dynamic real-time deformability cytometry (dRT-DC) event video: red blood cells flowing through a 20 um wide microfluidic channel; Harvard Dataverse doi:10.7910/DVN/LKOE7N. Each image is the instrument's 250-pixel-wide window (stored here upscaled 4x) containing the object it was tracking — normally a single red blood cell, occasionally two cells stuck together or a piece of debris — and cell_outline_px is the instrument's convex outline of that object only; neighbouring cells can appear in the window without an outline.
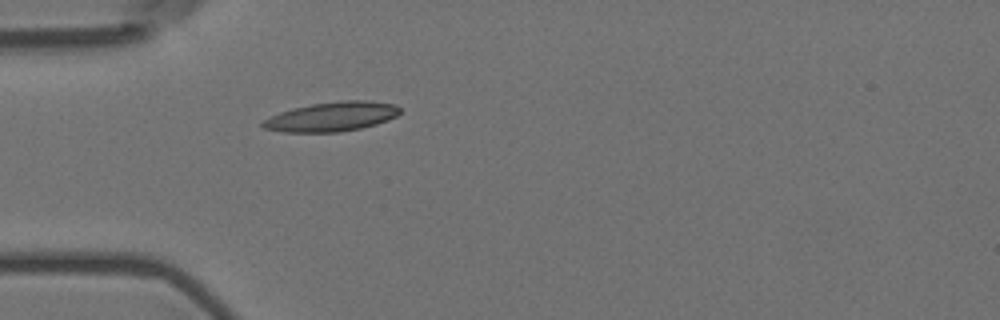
{"species": "Egyptian fruit bat (a non-hibernating species)", "species_latin": "Rousettus aegyptiacus", "temperature_condition": "room temperature", "stored_images_in_passage": 41, "camera_frame_rate_fps": 3000, "um_per_image_px": 0.085, "animal": {"sex": "female"}, "frame": {"image": 1, "passage_image": 1, "time_ms": 0.0, "image_size_px": [1000, 320], "cell_outline_px": [[400, 112], [396, 116], [388, 120], [376, 124], [360, 128], [340, 132], [284, 132], [264, 128], [260, 124], [264, 120], [280, 112], [292, 108], [312, 104], [340, 100], [364, 100], [396, 104], [400, 108]], "centroid_in_image_um": [28.22, 9.91], "position_along_channel_um": 56.8, "area_um2": 23.47}}
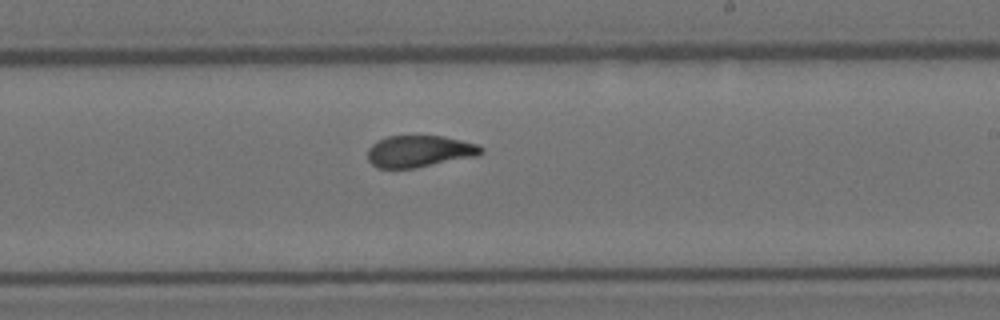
{"frame": {"image": 2, "passage_image": 18, "time_ms": 5.667, "image_size_px": [1000, 320], "cell_outline_px": [[484, 152], [476, 156], [416, 168], [376, 168], [368, 160], [368, 148], [372, 144], [388, 136], [444, 136], [476, 144], [484, 148]], "centroid_in_image_um": [35.65, 12.86], "position_along_channel_um": 253.4, "area_um2": 20.92}}
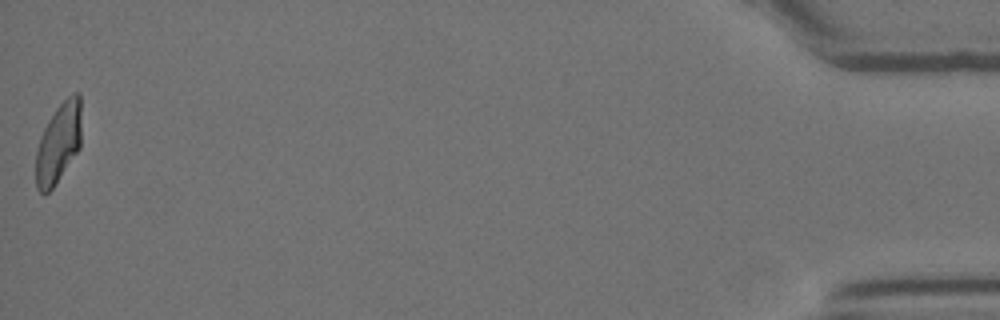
{"frame": {"image": 3, "passage_image": 41, "time_ms": 13.333, "image_size_px": [1000, 320], "cell_outline_px": [[80, 148], [52, 188], [48, 192], [40, 192], [36, 188], [36, 152], [40, 136], [48, 120], [56, 108], [72, 92], [80, 92]], "centroid_in_image_um": [4.97, 12.13], "position_along_channel_um": 430.2, "area_um2": 21.04}, "authors_computed_cell_mechanics": {"area_um2": 21.675, "velocity_mm_per_s": 3.5611, "shape_relaxation_time_tau1_ms": 6.2267, "shape_relaxation_time_tau2_ms": 1.8409, "deformation_change_tau1": 0.2004, "deformation_change_tau2": 0.0905}}